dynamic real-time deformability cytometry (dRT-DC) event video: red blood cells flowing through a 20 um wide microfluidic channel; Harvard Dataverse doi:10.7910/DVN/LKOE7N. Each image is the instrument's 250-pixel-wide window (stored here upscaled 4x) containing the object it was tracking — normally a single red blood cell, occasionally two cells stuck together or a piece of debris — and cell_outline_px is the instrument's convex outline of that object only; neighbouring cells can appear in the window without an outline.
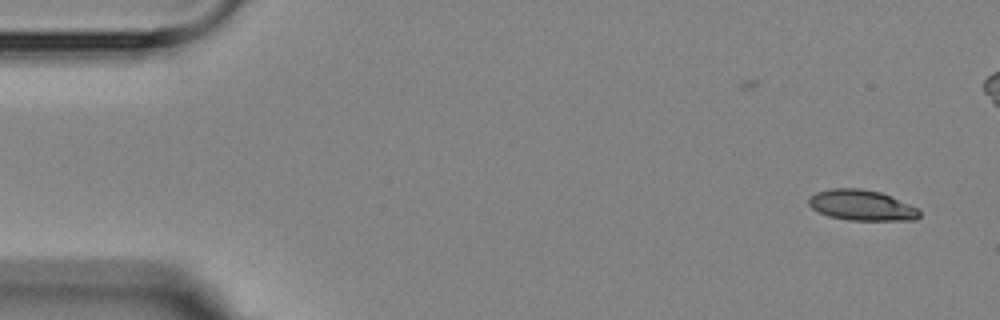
{"species": "Egyptian fruit bat (a non-hibernating species)", "species_latin": "Rousettus aegyptiacus", "temperature_condition": "room temperature", "stored_images_in_passage": 10, "segment_of_instrument_passage": [1, 2], "camera_frame_rate_fps": 3000, "um_per_image_px": 0.085, "animal": {"sex": "female"}, "frame": {"image": 1, "passage_image": 1, "time_ms": 0.0, "image_size_px": [1000, 320], "cell_outline_px": [[920, 216], [916, 220], [848, 220], [828, 216], [812, 208], [808, 204], [808, 200], [816, 192], [828, 188], [860, 188], [880, 192], [920, 208]], "centroid_in_image_um": [73.26, 17.44], "position_along_channel_um": 11.7, "area_um2": 19.83}}
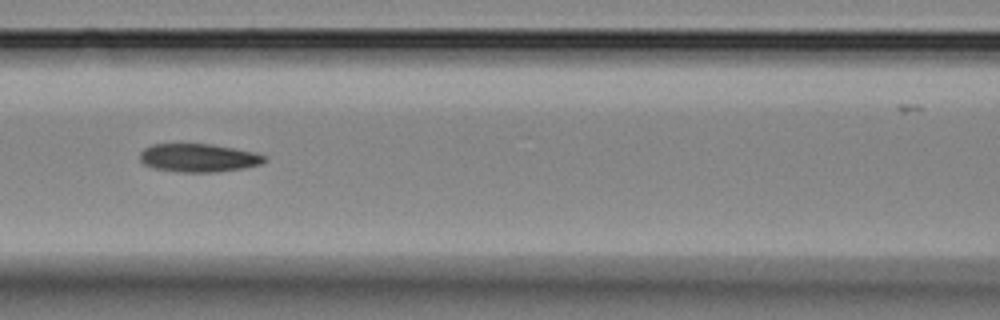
{"frame": {"image": 2, "passage_image": 7, "time_ms": 7.0, "image_size_px": [1000, 320], "cell_outline_px": [[268, 160], [260, 164], [244, 168], [212, 172], [180, 172], [152, 168], [144, 164], [140, 160], [140, 152], [144, 148], [152, 144], [212, 144], [256, 152], [268, 156]], "centroid_in_image_um": [16.9, 13.41], "position_along_channel_um": 149.7, "area_um2": 20.69}}
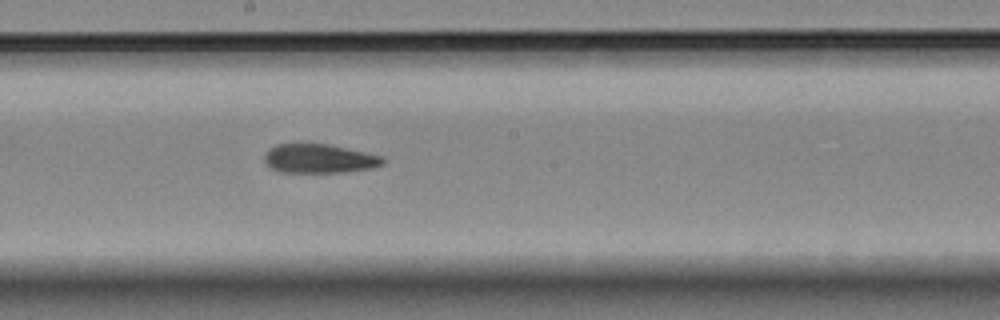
{"frame": {"image": 3, "passage_image": 9, "time_ms": 9.0, "image_size_px": [1000, 320], "cell_outline_px": [[384, 164], [372, 168], [340, 172], [280, 172], [264, 164], [264, 152], [268, 148], [276, 144], [328, 144], [384, 156]], "centroid_in_image_um": [27.1, 13.48], "position_along_channel_um": 221.1, "area_um2": 20.11}}